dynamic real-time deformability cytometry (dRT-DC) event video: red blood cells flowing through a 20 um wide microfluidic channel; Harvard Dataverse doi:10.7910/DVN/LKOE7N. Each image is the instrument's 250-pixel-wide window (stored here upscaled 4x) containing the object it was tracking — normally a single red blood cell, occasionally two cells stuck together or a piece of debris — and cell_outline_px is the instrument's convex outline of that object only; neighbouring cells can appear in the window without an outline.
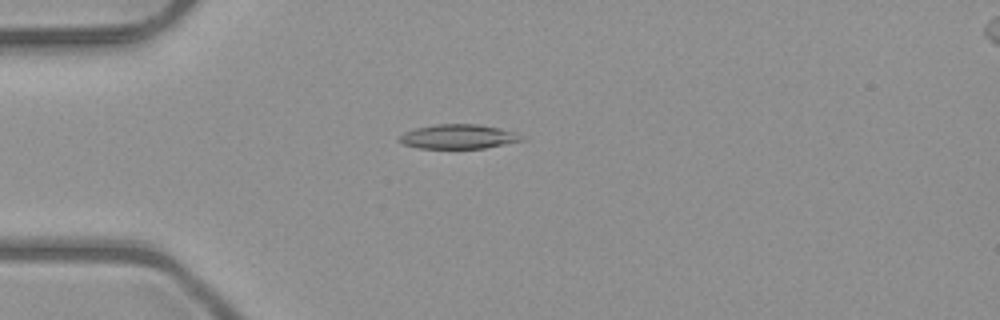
{"species": "common noctule bat (a hibernating species)", "species_latin": "Nyctalus noctula", "temperature_condition": "room temperature", "stored_images_in_passage": 51, "camera_frame_rate_fps": 3000, "um_per_image_px": 0.085, "animal": {"sex": "male", "body_mass_g": 23.1, "forearm_length_mm": 52.7}, "frame": {"image": 1, "passage_image": 14, "time_ms": 4.333, "image_size_px": [1000, 320], "cell_outline_px": [[524, 140], [484, 148], [416, 148], [404, 144], [396, 140], [404, 132], [416, 128], [436, 124], [476, 124], [500, 128], [512, 132]], "centroid_in_image_um": [38.87, 11.61], "position_along_channel_um": 46.1, "area_um2": 17.11}}
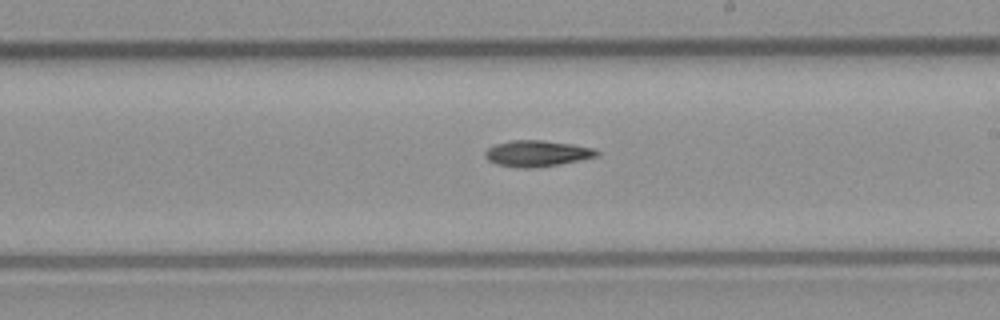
{"frame": {"image": 2, "passage_image": 30, "time_ms": 9.667, "image_size_px": [1000, 320], "cell_outline_px": [[600, 156], [560, 164], [532, 168], [516, 168], [496, 164], [488, 160], [484, 156], [484, 152], [488, 148], [496, 144], [512, 140], [544, 140], [572, 144], [592, 148], [600, 152]], "centroid_in_image_um": [45.64, 13.05], "position_along_channel_um": 243.4, "area_um2": 17.11}}
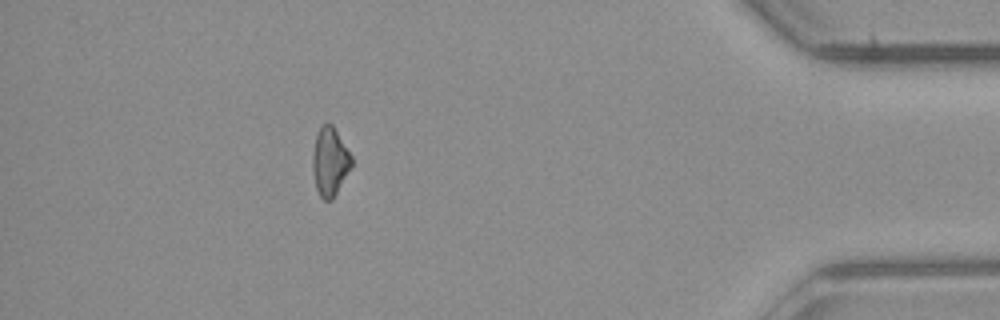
{"frame": {"image": 3, "passage_image": 46, "time_ms": 15.0, "image_size_px": [1000, 320], "cell_outline_px": [[352, 164], [332, 200], [324, 200], [320, 196], [316, 188], [312, 168], [312, 156], [316, 132], [324, 124], [332, 124], [352, 156]], "centroid_in_image_um": [28.02, 13.73], "position_along_channel_um": 407.2, "area_um2": 15.32}}